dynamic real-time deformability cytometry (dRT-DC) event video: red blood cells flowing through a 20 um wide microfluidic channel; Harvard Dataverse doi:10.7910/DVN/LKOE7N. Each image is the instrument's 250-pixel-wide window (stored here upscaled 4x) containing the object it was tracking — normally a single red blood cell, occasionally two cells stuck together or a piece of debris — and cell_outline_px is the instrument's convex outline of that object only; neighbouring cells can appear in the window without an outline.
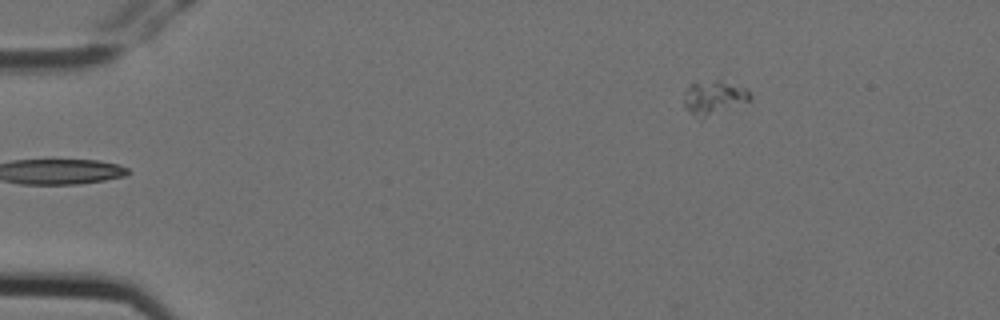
{"species": "Egyptian fruit bat (a non-hibernating species)", "species_latin": "Rousettus aegyptiacus", "temperature_condition": "cold", "stored_images_in_passage": 6, "segment_of_instrument_passage": [2, 2], "camera_frame_rate_fps": 3000, "um_per_image_px": 0.085, "animal": {"sex": "female"}, "frame": {"image": 1, "passage_image": 6, "time_ms": 1.667, "image_size_px": [1000, 320], "cell_outline_px": [[752, 100], [700, 120], [688, 112], [684, 108], [684, 92], [692, 84], [716, 80], [720, 80], [748, 88], [752, 96]], "centroid_in_image_um": [60.7, 8.32], "position_along_channel_um": 24.3, "area_um2": 13.29}}